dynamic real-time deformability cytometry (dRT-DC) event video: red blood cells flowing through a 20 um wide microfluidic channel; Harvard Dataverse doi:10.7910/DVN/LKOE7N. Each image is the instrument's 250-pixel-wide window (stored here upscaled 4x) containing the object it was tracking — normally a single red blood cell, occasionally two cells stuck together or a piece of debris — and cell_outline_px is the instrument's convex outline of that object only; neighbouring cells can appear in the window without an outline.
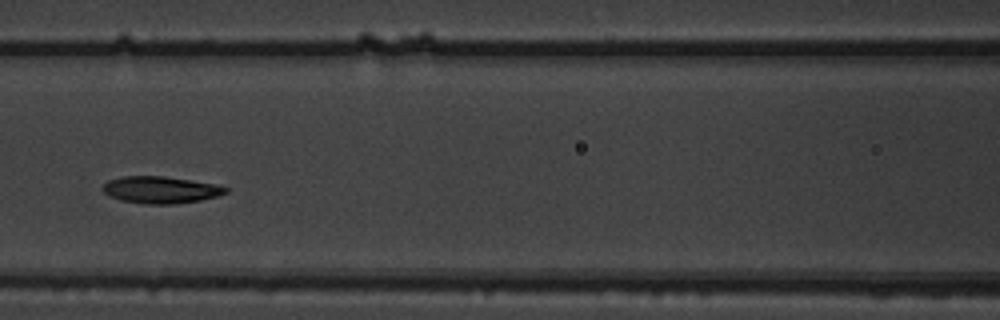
{"species": "common noctule bat (a hibernating species)", "species_latin": "Nyctalus noctula", "temperature_condition": "warm", "stored_images_in_passage": 5, "camera_frame_rate_fps": 3000, "um_per_image_px": 0.085, "animal": {"sex": "male", "body_mass_g": 19.5, "forearm_length_mm": 54.6}, "frame": {"image": 1, "passage_image": 5, "time_ms": 1.333, "image_size_px": [1000, 320], "cell_outline_px": [[228, 192], [216, 196], [200, 200], [176, 204], [144, 204], [120, 200], [108, 196], [100, 188], [108, 180], [124, 176], [164, 176], [216, 184], [228, 188]], "centroid_in_image_um": [13.62, 16.14], "position_along_channel_um": 153.0, "area_um2": 19.36}}